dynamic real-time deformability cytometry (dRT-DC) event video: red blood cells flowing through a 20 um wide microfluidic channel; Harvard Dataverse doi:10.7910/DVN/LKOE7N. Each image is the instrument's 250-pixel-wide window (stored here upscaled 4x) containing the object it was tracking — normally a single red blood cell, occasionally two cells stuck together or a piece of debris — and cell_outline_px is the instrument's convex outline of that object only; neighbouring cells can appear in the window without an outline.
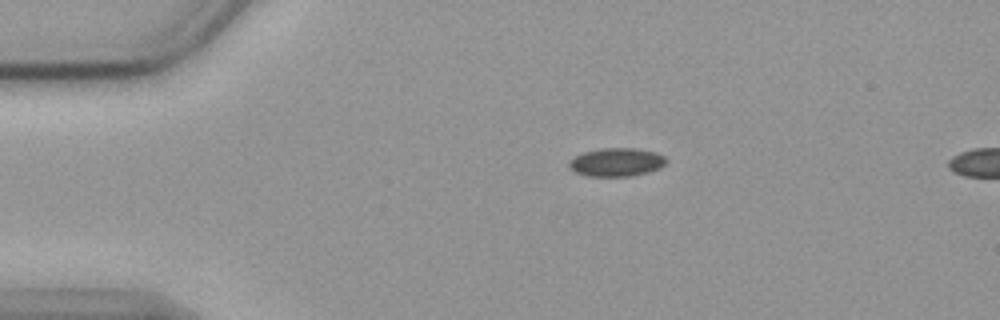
{"species": "common noctule bat (a hibernating species)", "species_latin": "Nyctalus noctula", "temperature_condition": "cold", "stored_images_in_passage": 46, "camera_frame_rate_fps": 3000, "um_per_image_px": 0.085, "animal": {"sex": "female", "body_mass_g": 19.9}, "frame": {"image": 1, "passage_image": 1, "time_ms": 0.0, "image_size_px": [1000, 320], "cell_outline_px": [[668, 160], [660, 168], [648, 172], [632, 176], [588, 176], [576, 172], [568, 168], [568, 160], [584, 152], [600, 148], [636, 148], [656, 152], [664, 156]], "centroid_in_image_um": [52.4, 13.78], "position_along_channel_um": 32.6, "area_um2": 16.18}}
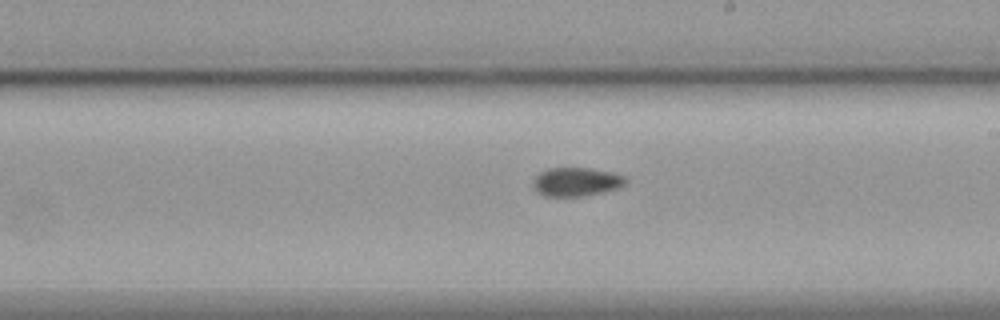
{"frame": {"image": 2, "passage_image": 22, "time_ms": 7.0, "image_size_px": [1000, 320], "cell_outline_px": [[628, 184], [620, 188], [580, 196], [544, 196], [536, 192], [532, 188], [532, 180], [540, 172], [548, 168], [592, 168], [612, 172], [624, 176], [628, 180]], "centroid_in_image_um": [48.98, 15.45], "position_along_channel_um": 240.0, "area_um2": 15.72}}
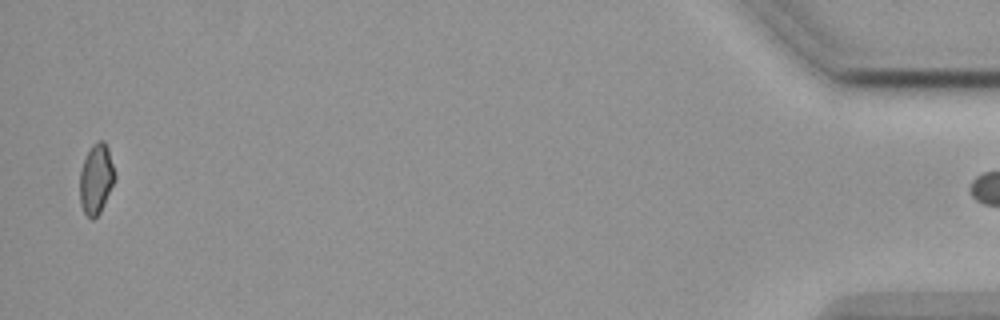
{"frame": {"image": 3, "passage_image": 45, "time_ms": 14.667, "image_size_px": [1000, 320], "cell_outline_px": [[116, 180], [100, 212], [92, 220], [84, 212], [80, 204], [80, 172], [84, 160], [92, 144], [100, 140], [104, 140], [108, 148], [116, 172]], "centroid_in_image_um": [8.2, 15.2], "position_along_channel_um": 427.0, "area_um2": 14.39}}